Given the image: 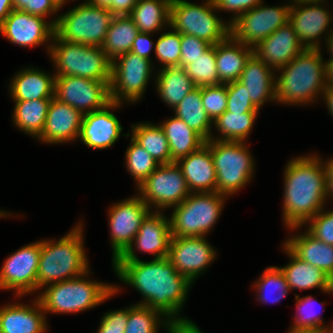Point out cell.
I'll return each instance as SVG.
<instances>
[{"instance_id": "6da1fadb", "label": "cell", "mask_w": 333, "mask_h": 333, "mask_svg": "<svg viewBox=\"0 0 333 333\" xmlns=\"http://www.w3.org/2000/svg\"><path fill=\"white\" fill-rule=\"evenodd\" d=\"M112 263L118 278L144 297L138 305L151 307L166 317L161 323L165 324L168 333L173 332L174 326L194 324L186 317H178L192 282L179 274L167 257L149 262L138 259Z\"/></svg>"}, {"instance_id": "7a4b0ae2", "label": "cell", "mask_w": 333, "mask_h": 333, "mask_svg": "<svg viewBox=\"0 0 333 333\" xmlns=\"http://www.w3.org/2000/svg\"><path fill=\"white\" fill-rule=\"evenodd\" d=\"M318 155L291 159L285 168L283 218L295 230L322 210L326 201V166ZM323 163V164H322Z\"/></svg>"}, {"instance_id": "3957f363", "label": "cell", "mask_w": 333, "mask_h": 333, "mask_svg": "<svg viewBox=\"0 0 333 333\" xmlns=\"http://www.w3.org/2000/svg\"><path fill=\"white\" fill-rule=\"evenodd\" d=\"M276 77V102L283 104H309L318 94L324 93L327 85L326 62L320 48H305Z\"/></svg>"}, {"instance_id": "277c9868", "label": "cell", "mask_w": 333, "mask_h": 333, "mask_svg": "<svg viewBox=\"0 0 333 333\" xmlns=\"http://www.w3.org/2000/svg\"><path fill=\"white\" fill-rule=\"evenodd\" d=\"M83 225L80 223L57 242L41 240L37 289L77 278L88 270V260L83 245Z\"/></svg>"}, {"instance_id": "5b68a950", "label": "cell", "mask_w": 333, "mask_h": 333, "mask_svg": "<svg viewBox=\"0 0 333 333\" xmlns=\"http://www.w3.org/2000/svg\"><path fill=\"white\" fill-rule=\"evenodd\" d=\"M85 275H89V271L77 278L47 285V289L37 298L43 312H81L105 302L120 291L115 285L92 281L86 279Z\"/></svg>"}, {"instance_id": "8992f818", "label": "cell", "mask_w": 333, "mask_h": 333, "mask_svg": "<svg viewBox=\"0 0 333 333\" xmlns=\"http://www.w3.org/2000/svg\"><path fill=\"white\" fill-rule=\"evenodd\" d=\"M48 50L56 66L55 76H77L96 81L111 82L112 61L102 47L70 43L55 33Z\"/></svg>"}, {"instance_id": "52a82bcc", "label": "cell", "mask_w": 333, "mask_h": 333, "mask_svg": "<svg viewBox=\"0 0 333 333\" xmlns=\"http://www.w3.org/2000/svg\"><path fill=\"white\" fill-rule=\"evenodd\" d=\"M114 15L87 1L50 22L66 42L102 47Z\"/></svg>"}, {"instance_id": "ba28073f", "label": "cell", "mask_w": 333, "mask_h": 333, "mask_svg": "<svg viewBox=\"0 0 333 333\" xmlns=\"http://www.w3.org/2000/svg\"><path fill=\"white\" fill-rule=\"evenodd\" d=\"M226 197L217 192L190 193L169 218L172 237H204L218 220Z\"/></svg>"}, {"instance_id": "9c48e42d", "label": "cell", "mask_w": 333, "mask_h": 333, "mask_svg": "<svg viewBox=\"0 0 333 333\" xmlns=\"http://www.w3.org/2000/svg\"><path fill=\"white\" fill-rule=\"evenodd\" d=\"M213 0L203 5L185 0H171L169 26L181 34H189L216 45L231 34V25L215 15Z\"/></svg>"}, {"instance_id": "30bf717a", "label": "cell", "mask_w": 333, "mask_h": 333, "mask_svg": "<svg viewBox=\"0 0 333 333\" xmlns=\"http://www.w3.org/2000/svg\"><path fill=\"white\" fill-rule=\"evenodd\" d=\"M216 171V192L230 196L252 179L254 160L244 142L210 139Z\"/></svg>"}, {"instance_id": "8fae6325", "label": "cell", "mask_w": 333, "mask_h": 333, "mask_svg": "<svg viewBox=\"0 0 333 333\" xmlns=\"http://www.w3.org/2000/svg\"><path fill=\"white\" fill-rule=\"evenodd\" d=\"M140 198L148 205L171 208L181 204L189 195L186 180L176 162L159 165L138 187Z\"/></svg>"}, {"instance_id": "7c38bea8", "label": "cell", "mask_w": 333, "mask_h": 333, "mask_svg": "<svg viewBox=\"0 0 333 333\" xmlns=\"http://www.w3.org/2000/svg\"><path fill=\"white\" fill-rule=\"evenodd\" d=\"M152 66L151 60L131 51L112 61L109 85L111 101L120 104L125 99L133 103L138 101L144 94Z\"/></svg>"}, {"instance_id": "4fadbf2b", "label": "cell", "mask_w": 333, "mask_h": 333, "mask_svg": "<svg viewBox=\"0 0 333 333\" xmlns=\"http://www.w3.org/2000/svg\"><path fill=\"white\" fill-rule=\"evenodd\" d=\"M262 4L241 14L231 24V35L250 47H255L289 21L291 4L281 7H267Z\"/></svg>"}, {"instance_id": "5bb4252c", "label": "cell", "mask_w": 333, "mask_h": 333, "mask_svg": "<svg viewBox=\"0 0 333 333\" xmlns=\"http://www.w3.org/2000/svg\"><path fill=\"white\" fill-rule=\"evenodd\" d=\"M109 85L77 76H55L54 98L82 114L91 113L111 102Z\"/></svg>"}, {"instance_id": "9a60e30c", "label": "cell", "mask_w": 333, "mask_h": 333, "mask_svg": "<svg viewBox=\"0 0 333 333\" xmlns=\"http://www.w3.org/2000/svg\"><path fill=\"white\" fill-rule=\"evenodd\" d=\"M41 241L23 246L10 255L0 270V289H15L17 296L37 291Z\"/></svg>"}, {"instance_id": "2e32d148", "label": "cell", "mask_w": 333, "mask_h": 333, "mask_svg": "<svg viewBox=\"0 0 333 333\" xmlns=\"http://www.w3.org/2000/svg\"><path fill=\"white\" fill-rule=\"evenodd\" d=\"M150 212V208L139 195L112 205L109 211V224L113 261L132 244L142 221Z\"/></svg>"}, {"instance_id": "e0dca14e", "label": "cell", "mask_w": 333, "mask_h": 333, "mask_svg": "<svg viewBox=\"0 0 333 333\" xmlns=\"http://www.w3.org/2000/svg\"><path fill=\"white\" fill-rule=\"evenodd\" d=\"M160 211V209L159 212L155 210L145 217L132 244L114 261L138 260L134 252L135 247L139 251L151 253L155 256L154 259L168 256L172 238L170 220Z\"/></svg>"}, {"instance_id": "ac0fdd59", "label": "cell", "mask_w": 333, "mask_h": 333, "mask_svg": "<svg viewBox=\"0 0 333 333\" xmlns=\"http://www.w3.org/2000/svg\"><path fill=\"white\" fill-rule=\"evenodd\" d=\"M216 252L205 237H172L167 258L191 282L213 262Z\"/></svg>"}, {"instance_id": "d6986e66", "label": "cell", "mask_w": 333, "mask_h": 333, "mask_svg": "<svg viewBox=\"0 0 333 333\" xmlns=\"http://www.w3.org/2000/svg\"><path fill=\"white\" fill-rule=\"evenodd\" d=\"M0 33L13 44L35 47L49 42L55 27L43 17L14 9L0 25Z\"/></svg>"}, {"instance_id": "ffe728a7", "label": "cell", "mask_w": 333, "mask_h": 333, "mask_svg": "<svg viewBox=\"0 0 333 333\" xmlns=\"http://www.w3.org/2000/svg\"><path fill=\"white\" fill-rule=\"evenodd\" d=\"M121 104L111 101L102 109L83 114L79 137L90 148L104 149L112 146L119 139L122 127L110 109Z\"/></svg>"}, {"instance_id": "44dd1931", "label": "cell", "mask_w": 333, "mask_h": 333, "mask_svg": "<svg viewBox=\"0 0 333 333\" xmlns=\"http://www.w3.org/2000/svg\"><path fill=\"white\" fill-rule=\"evenodd\" d=\"M331 14L319 3L291 5L288 22L305 48L319 49V37L327 32L333 19Z\"/></svg>"}, {"instance_id": "7402d4cb", "label": "cell", "mask_w": 333, "mask_h": 333, "mask_svg": "<svg viewBox=\"0 0 333 333\" xmlns=\"http://www.w3.org/2000/svg\"><path fill=\"white\" fill-rule=\"evenodd\" d=\"M83 114L76 108L52 98L41 134L45 143H63L79 138Z\"/></svg>"}, {"instance_id": "603a6c76", "label": "cell", "mask_w": 333, "mask_h": 333, "mask_svg": "<svg viewBox=\"0 0 333 333\" xmlns=\"http://www.w3.org/2000/svg\"><path fill=\"white\" fill-rule=\"evenodd\" d=\"M304 49L295 30L288 22L253 47V53L266 65L278 70Z\"/></svg>"}, {"instance_id": "cb8c5ba5", "label": "cell", "mask_w": 333, "mask_h": 333, "mask_svg": "<svg viewBox=\"0 0 333 333\" xmlns=\"http://www.w3.org/2000/svg\"><path fill=\"white\" fill-rule=\"evenodd\" d=\"M191 193L216 192V171L210 140L198 150L176 161ZM195 190V191H194Z\"/></svg>"}, {"instance_id": "d4e9b609", "label": "cell", "mask_w": 333, "mask_h": 333, "mask_svg": "<svg viewBox=\"0 0 333 333\" xmlns=\"http://www.w3.org/2000/svg\"><path fill=\"white\" fill-rule=\"evenodd\" d=\"M32 303V306L14 303L0 308V333L45 332L47 324L42 306L38 299Z\"/></svg>"}, {"instance_id": "484cf974", "label": "cell", "mask_w": 333, "mask_h": 333, "mask_svg": "<svg viewBox=\"0 0 333 333\" xmlns=\"http://www.w3.org/2000/svg\"><path fill=\"white\" fill-rule=\"evenodd\" d=\"M273 72V68L253 53L241 73L239 81L245 85L252 103L258 109L269 99L276 101V78Z\"/></svg>"}, {"instance_id": "4316f807", "label": "cell", "mask_w": 333, "mask_h": 333, "mask_svg": "<svg viewBox=\"0 0 333 333\" xmlns=\"http://www.w3.org/2000/svg\"><path fill=\"white\" fill-rule=\"evenodd\" d=\"M253 47L236 40L231 34L215 45L219 82L227 84L239 80Z\"/></svg>"}, {"instance_id": "83f0119b", "label": "cell", "mask_w": 333, "mask_h": 333, "mask_svg": "<svg viewBox=\"0 0 333 333\" xmlns=\"http://www.w3.org/2000/svg\"><path fill=\"white\" fill-rule=\"evenodd\" d=\"M284 249L291 258L289 264L279 267L288 283L289 289L308 290L320 288L329 294L333 292V280L321 269L298 258L285 244Z\"/></svg>"}, {"instance_id": "f1b7e54d", "label": "cell", "mask_w": 333, "mask_h": 333, "mask_svg": "<svg viewBox=\"0 0 333 333\" xmlns=\"http://www.w3.org/2000/svg\"><path fill=\"white\" fill-rule=\"evenodd\" d=\"M55 75L34 68L20 70L10 84L14 101H31L54 98Z\"/></svg>"}, {"instance_id": "f546056e", "label": "cell", "mask_w": 333, "mask_h": 333, "mask_svg": "<svg viewBox=\"0 0 333 333\" xmlns=\"http://www.w3.org/2000/svg\"><path fill=\"white\" fill-rule=\"evenodd\" d=\"M298 258L321 269L333 280V245L316 239L308 231L284 243Z\"/></svg>"}, {"instance_id": "4dcf8cb0", "label": "cell", "mask_w": 333, "mask_h": 333, "mask_svg": "<svg viewBox=\"0 0 333 333\" xmlns=\"http://www.w3.org/2000/svg\"><path fill=\"white\" fill-rule=\"evenodd\" d=\"M160 126L168 141L171 163L188 156L206 142L197 132L175 115L160 124Z\"/></svg>"}, {"instance_id": "1f68e13d", "label": "cell", "mask_w": 333, "mask_h": 333, "mask_svg": "<svg viewBox=\"0 0 333 333\" xmlns=\"http://www.w3.org/2000/svg\"><path fill=\"white\" fill-rule=\"evenodd\" d=\"M156 78L155 83L159 96L173 109L196 88L182 66L163 67Z\"/></svg>"}, {"instance_id": "d6a6232c", "label": "cell", "mask_w": 333, "mask_h": 333, "mask_svg": "<svg viewBox=\"0 0 333 333\" xmlns=\"http://www.w3.org/2000/svg\"><path fill=\"white\" fill-rule=\"evenodd\" d=\"M171 0H138L128 15L139 32L154 33L169 25Z\"/></svg>"}, {"instance_id": "836d02e7", "label": "cell", "mask_w": 333, "mask_h": 333, "mask_svg": "<svg viewBox=\"0 0 333 333\" xmlns=\"http://www.w3.org/2000/svg\"><path fill=\"white\" fill-rule=\"evenodd\" d=\"M174 110L175 116L183 120L205 141H209L213 137L211 134V123L213 122L203 107L201 101V87H196L188 93Z\"/></svg>"}, {"instance_id": "e575fe53", "label": "cell", "mask_w": 333, "mask_h": 333, "mask_svg": "<svg viewBox=\"0 0 333 333\" xmlns=\"http://www.w3.org/2000/svg\"><path fill=\"white\" fill-rule=\"evenodd\" d=\"M139 34L133 20L128 16H114L102 49L111 61L132 49V44Z\"/></svg>"}, {"instance_id": "d590c367", "label": "cell", "mask_w": 333, "mask_h": 333, "mask_svg": "<svg viewBox=\"0 0 333 333\" xmlns=\"http://www.w3.org/2000/svg\"><path fill=\"white\" fill-rule=\"evenodd\" d=\"M13 123L26 134L38 137L45 125L51 99L14 101Z\"/></svg>"}, {"instance_id": "8d00e7d4", "label": "cell", "mask_w": 333, "mask_h": 333, "mask_svg": "<svg viewBox=\"0 0 333 333\" xmlns=\"http://www.w3.org/2000/svg\"><path fill=\"white\" fill-rule=\"evenodd\" d=\"M131 136L157 163L160 165L171 163L168 141L160 125L151 123L132 125Z\"/></svg>"}, {"instance_id": "74e56055", "label": "cell", "mask_w": 333, "mask_h": 333, "mask_svg": "<svg viewBox=\"0 0 333 333\" xmlns=\"http://www.w3.org/2000/svg\"><path fill=\"white\" fill-rule=\"evenodd\" d=\"M258 113H242L225 111L215 121L217 130L222 134L218 139L212 140L245 142L249 136Z\"/></svg>"}, {"instance_id": "f35d334b", "label": "cell", "mask_w": 333, "mask_h": 333, "mask_svg": "<svg viewBox=\"0 0 333 333\" xmlns=\"http://www.w3.org/2000/svg\"><path fill=\"white\" fill-rule=\"evenodd\" d=\"M196 87L219 85L215 45H212L202 56L194 59L184 67Z\"/></svg>"}, {"instance_id": "ab89813d", "label": "cell", "mask_w": 333, "mask_h": 333, "mask_svg": "<svg viewBox=\"0 0 333 333\" xmlns=\"http://www.w3.org/2000/svg\"><path fill=\"white\" fill-rule=\"evenodd\" d=\"M255 288L259 293L257 299L263 303L269 302L273 293L277 295L273 294L276 296H273V302H278L290 291L283 272L279 267L272 266L264 270L262 276L255 283Z\"/></svg>"}, {"instance_id": "60d3db41", "label": "cell", "mask_w": 333, "mask_h": 333, "mask_svg": "<svg viewBox=\"0 0 333 333\" xmlns=\"http://www.w3.org/2000/svg\"><path fill=\"white\" fill-rule=\"evenodd\" d=\"M126 151V164L129 173L137 182V187L160 165L133 138Z\"/></svg>"}, {"instance_id": "b9f144b4", "label": "cell", "mask_w": 333, "mask_h": 333, "mask_svg": "<svg viewBox=\"0 0 333 333\" xmlns=\"http://www.w3.org/2000/svg\"><path fill=\"white\" fill-rule=\"evenodd\" d=\"M164 316L158 310L148 306L134 305L128 308L127 327L124 333H157Z\"/></svg>"}, {"instance_id": "7bdbcfd3", "label": "cell", "mask_w": 333, "mask_h": 333, "mask_svg": "<svg viewBox=\"0 0 333 333\" xmlns=\"http://www.w3.org/2000/svg\"><path fill=\"white\" fill-rule=\"evenodd\" d=\"M156 58L164 67L180 66L181 33L171 31L160 35L154 47Z\"/></svg>"}, {"instance_id": "ee69618b", "label": "cell", "mask_w": 333, "mask_h": 333, "mask_svg": "<svg viewBox=\"0 0 333 333\" xmlns=\"http://www.w3.org/2000/svg\"><path fill=\"white\" fill-rule=\"evenodd\" d=\"M201 101L211 121H215L227 109V84L202 86Z\"/></svg>"}, {"instance_id": "f6af8a7d", "label": "cell", "mask_w": 333, "mask_h": 333, "mask_svg": "<svg viewBox=\"0 0 333 333\" xmlns=\"http://www.w3.org/2000/svg\"><path fill=\"white\" fill-rule=\"evenodd\" d=\"M295 298L297 299L296 309L298 310V314L295 316V322L289 331L329 328V326L323 327V320L318 316L319 314H315L313 311L312 304L314 300L311 295L300 298L299 295L296 294Z\"/></svg>"}, {"instance_id": "bcb514c9", "label": "cell", "mask_w": 333, "mask_h": 333, "mask_svg": "<svg viewBox=\"0 0 333 333\" xmlns=\"http://www.w3.org/2000/svg\"><path fill=\"white\" fill-rule=\"evenodd\" d=\"M247 89L239 80L227 83V112L258 113Z\"/></svg>"}, {"instance_id": "7dc6e473", "label": "cell", "mask_w": 333, "mask_h": 333, "mask_svg": "<svg viewBox=\"0 0 333 333\" xmlns=\"http://www.w3.org/2000/svg\"><path fill=\"white\" fill-rule=\"evenodd\" d=\"M308 232L316 239L333 245V211L324 212L320 210L314 217L310 218Z\"/></svg>"}, {"instance_id": "c3c4849f", "label": "cell", "mask_w": 333, "mask_h": 333, "mask_svg": "<svg viewBox=\"0 0 333 333\" xmlns=\"http://www.w3.org/2000/svg\"><path fill=\"white\" fill-rule=\"evenodd\" d=\"M212 45L207 41L189 34H181L180 66L193 63L194 59L202 56Z\"/></svg>"}, {"instance_id": "681fc988", "label": "cell", "mask_w": 333, "mask_h": 333, "mask_svg": "<svg viewBox=\"0 0 333 333\" xmlns=\"http://www.w3.org/2000/svg\"><path fill=\"white\" fill-rule=\"evenodd\" d=\"M14 9L45 18L57 12L62 5L57 0H12Z\"/></svg>"}, {"instance_id": "f907efd6", "label": "cell", "mask_w": 333, "mask_h": 333, "mask_svg": "<svg viewBox=\"0 0 333 333\" xmlns=\"http://www.w3.org/2000/svg\"><path fill=\"white\" fill-rule=\"evenodd\" d=\"M128 308L106 313L97 333H124L127 327Z\"/></svg>"}, {"instance_id": "816d5d0a", "label": "cell", "mask_w": 333, "mask_h": 333, "mask_svg": "<svg viewBox=\"0 0 333 333\" xmlns=\"http://www.w3.org/2000/svg\"><path fill=\"white\" fill-rule=\"evenodd\" d=\"M218 10L230 11L236 14L234 18L229 22L231 25L241 14L251 10L256 7L263 0H213Z\"/></svg>"}, {"instance_id": "f5cc1de1", "label": "cell", "mask_w": 333, "mask_h": 333, "mask_svg": "<svg viewBox=\"0 0 333 333\" xmlns=\"http://www.w3.org/2000/svg\"><path fill=\"white\" fill-rule=\"evenodd\" d=\"M150 33L139 32L135 38L131 52L150 60V51L154 42L149 38Z\"/></svg>"}, {"instance_id": "db71d44e", "label": "cell", "mask_w": 333, "mask_h": 333, "mask_svg": "<svg viewBox=\"0 0 333 333\" xmlns=\"http://www.w3.org/2000/svg\"><path fill=\"white\" fill-rule=\"evenodd\" d=\"M138 0H114L112 2V14L114 16L129 15Z\"/></svg>"}, {"instance_id": "11a10c76", "label": "cell", "mask_w": 333, "mask_h": 333, "mask_svg": "<svg viewBox=\"0 0 333 333\" xmlns=\"http://www.w3.org/2000/svg\"><path fill=\"white\" fill-rule=\"evenodd\" d=\"M14 10L12 0H0V25Z\"/></svg>"}, {"instance_id": "9f6ffc18", "label": "cell", "mask_w": 333, "mask_h": 333, "mask_svg": "<svg viewBox=\"0 0 333 333\" xmlns=\"http://www.w3.org/2000/svg\"><path fill=\"white\" fill-rule=\"evenodd\" d=\"M327 163V164H326ZM326 182H327V195L333 196V158L326 161Z\"/></svg>"}, {"instance_id": "6f0895ef", "label": "cell", "mask_w": 333, "mask_h": 333, "mask_svg": "<svg viewBox=\"0 0 333 333\" xmlns=\"http://www.w3.org/2000/svg\"><path fill=\"white\" fill-rule=\"evenodd\" d=\"M324 100H326V105L329 109V112L333 116V85H326V88L323 93Z\"/></svg>"}, {"instance_id": "680465c9", "label": "cell", "mask_w": 333, "mask_h": 333, "mask_svg": "<svg viewBox=\"0 0 333 333\" xmlns=\"http://www.w3.org/2000/svg\"><path fill=\"white\" fill-rule=\"evenodd\" d=\"M172 333H202L196 324L174 326Z\"/></svg>"}, {"instance_id": "91938a15", "label": "cell", "mask_w": 333, "mask_h": 333, "mask_svg": "<svg viewBox=\"0 0 333 333\" xmlns=\"http://www.w3.org/2000/svg\"><path fill=\"white\" fill-rule=\"evenodd\" d=\"M114 0H87L88 3L108 9L112 13V2Z\"/></svg>"}, {"instance_id": "94428289", "label": "cell", "mask_w": 333, "mask_h": 333, "mask_svg": "<svg viewBox=\"0 0 333 333\" xmlns=\"http://www.w3.org/2000/svg\"><path fill=\"white\" fill-rule=\"evenodd\" d=\"M326 62L327 85H333V59Z\"/></svg>"}, {"instance_id": "6125c7cd", "label": "cell", "mask_w": 333, "mask_h": 333, "mask_svg": "<svg viewBox=\"0 0 333 333\" xmlns=\"http://www.w3.org/2000/svg\"><path fill=\"white\" fill-rule=\"evenodd\" d=\"M288 333H329V328H318V329H304V330H296L289 331Z\"/></svg>"}, {"instance_id": "be15d7a7", "label": "cell", "mask_w": 333, "mask_h": 333, "mask_svg": "<svg viewBox=\"0 0 333 333\" xmlns=\"http://www.w3.org/2000/svg\"><path fill=\"white\" fill-rule=\"evenodd\" d=\"M328 38H326V45L328 46V51L330 50L331 58L333 59V28L330 29L329 34H327Z\"/></svg>"}, {"instance_id": "e7e4bbea", "label": "cell", "mask_w": 333, "mask_h": 333, "mask_svg": "<svg viewBox=\"0 0 333 333\" xmlns=\"http://www.w3.org/2000/svg\"><path fill=\"white\" fill-rule=\"evenodd\" d=\"M294 1V5H302V4H315V3H324L325 0H291V2ZM324 1V2H323Z\"/></svg>"}, {"instance_id": "03108f58", "label": "cell", "mask_w": 333, "mask_h": 333, "mask_svg": "<svg viewBox=\"0 0 333 333\" xmlns=\"http://www.w3.org/2000/svg\"><path fill=\"white\" fill-rule=\"evenodd\" d=\"M10 214H9V212L6 214L5 212L3 213V211H1L0 210V217L2 216H4V217H6V216H9Z\"/></svg>"}, {"instance_id": "003e7915", "label": "cell", "mask_w": 333, "mask_h": 333, "mask_svg": "<svg viewBox=\"0 0 333 333\" xmlns=\"http://www.w3.org/2000/svg\"><path fill=\"white\" fill-rule=\"evenodd\" d=\"M62 6L66 3L65 1H68V0H57Z\"/></svg>"}, {"instance_id": "a7ac6f4b", "label": "cell", "mask_w": 333, "mask_h": 333, "mask_svg": "<svg viewBox=\"0 0 333 333\" xmlns=\"http://www.w3.org/2000/svg\"><path fill=\"white\" fill-rule=\"evenodd\" d=\"M329 333H333V325L331 326V328L329 327Z\"/></svg>"}]
</instances>
